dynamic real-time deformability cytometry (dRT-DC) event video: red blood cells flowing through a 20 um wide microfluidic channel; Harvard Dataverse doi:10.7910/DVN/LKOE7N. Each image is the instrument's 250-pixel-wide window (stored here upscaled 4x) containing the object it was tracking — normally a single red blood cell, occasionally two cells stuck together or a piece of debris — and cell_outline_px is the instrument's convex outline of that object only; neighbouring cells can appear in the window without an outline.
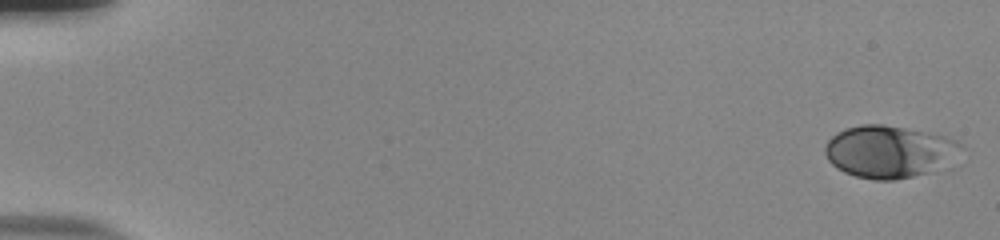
{"species": "human", "species_latin": "Homo sapiens", "temperature_condition": "room temperature", "stored_images_in_passage": 54, "camera_frame_rate_fps": 3000, "um_per_image_px": 0.085, "donor": {"sex": "male"}, "frame": {"image": 1, "passage_image": 1, "time_ms": 0.0, "image_size_px": [1000, 240], "cell_outline_px": [[960, 144], [952, 168], [896, 180], [876, 180], [856, 176], [844, 172], [836, 168], [828, 160], [824, 152], [824, 148], [828, 140], [836, 132], [844, 128], [860, 124], [884, 124], [944, 136], [956, 140]], "centroid_in_image_um": [75.6, 12.91], "position_along_channel_um": 9.4, "area_um2": 42.02}}
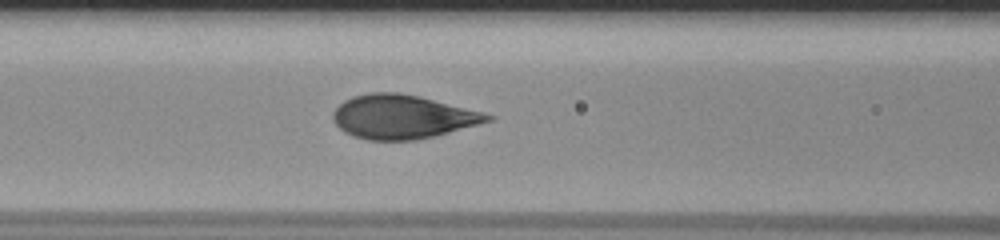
{"frame": {"image": 2, "passage_image": 24, "time_ms": 7.667, "image_size_px": [1000, 240], "cell_outline_px": [[496, 116], [492, 120], [448, 132], [416, 140], [368, 140], [352, 136], [344, 132], [332, 120], [332, 112], [344, 100], [352, 96], [368, 92], [396, 92], [420, 96], [484, 112]], "centroid_in_image_um": [34.17, 9.92], "position_along_channel_um": 132.4, "area_um2": 39.48}}
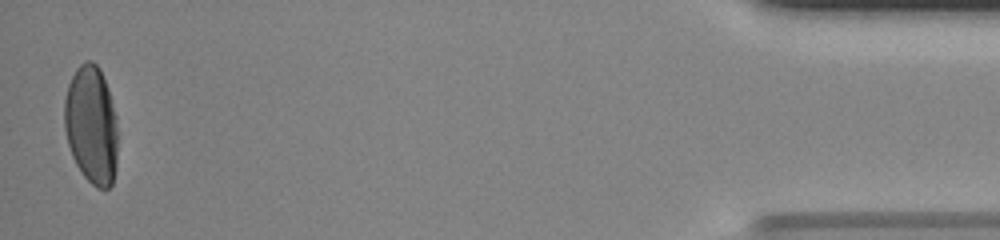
{"frame": {"image": 3, "passage_image": 53, "time_ms": 17.333, "image_size_px": [1000, 240], "cell_outline_px": [[116, 168], [112, 184], [108, 188], [96, 188], [84, 176], [76, 164], [72, 156], [68, 144], [64, 128], [64, 100], [68, 84], [76, 68], [84, 60], [92, 60], [100, 68], [108, 88], [116, 116]], "centroid_in_image_um": [7.75, 10.6], "position_along_channel_um": 427.4, "area_um2": 36.93}, "authors_computed_cell_mechanics": {"area_um2": 39.4485, "velocity_mm_per_s": 3.8593, "shape_relaxation_time_tau1_ms": 3.8074, "shape_relaxation_time_tau2_ms": null, "deformation_change_tau1": 0.198, "deformation_change_tau2": null}}